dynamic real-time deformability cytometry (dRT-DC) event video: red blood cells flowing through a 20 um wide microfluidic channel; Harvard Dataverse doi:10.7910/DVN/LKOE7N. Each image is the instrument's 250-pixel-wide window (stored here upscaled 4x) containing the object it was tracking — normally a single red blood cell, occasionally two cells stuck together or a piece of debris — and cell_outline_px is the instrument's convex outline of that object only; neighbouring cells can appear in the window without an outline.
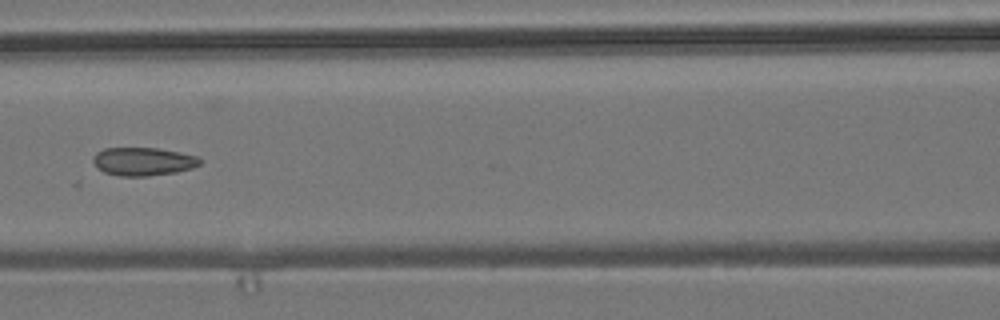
{"species": "common noctule bat (a hibernating species)", "species_latin": "Nyctalus noctula", "temperature_condition": "room temperature", "stored_images_in_passage": 6, "camera_frame_rate_fps": 3000, "um_per_image_px": 0.085, "animal": {"sex": "male", "body_mass_g": 19.2, "forearm_length_mm": 51.8}, "frame": {"image": 1, "passage_image": 6, "time_ms": 6.667, "image_size_px": [1000, 320], "cell_outline_px": [[204, 160], [200, 164], [192, 168], [176, 172], [148, 176], [120, 176], [104, 172], [92, 160], [92, 156], [96, 152], [104, 148], [156, 148], [180, 152], [196, 156]], "centroid_in_image_um": [12.19, 13.72], "position_along_channel_um": 154.4, "area_um2": 17.57}}